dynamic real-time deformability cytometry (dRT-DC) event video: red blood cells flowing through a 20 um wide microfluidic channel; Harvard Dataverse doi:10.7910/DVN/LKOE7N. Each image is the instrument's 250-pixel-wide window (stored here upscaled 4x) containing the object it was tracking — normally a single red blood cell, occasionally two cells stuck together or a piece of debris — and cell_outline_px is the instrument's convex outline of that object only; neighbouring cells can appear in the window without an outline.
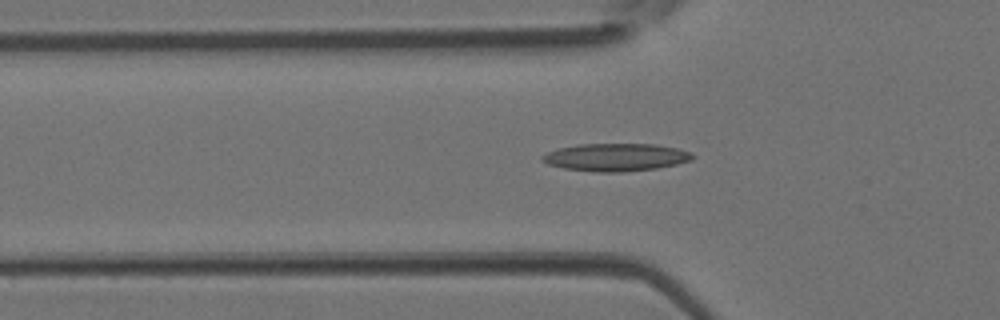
{"species": "Egyptian fruit bat (a non-hibernating species)", "species_latin": "Rousettus aegyptiacus", "temperature_condition": "room temperature", "stored_images_in_passage": 40, "camera_frame_rate_fps": 3000, "um_per_image_px": 0.085, "animal": {"sex": "female"}, "frame": {"image": 1, "passage_image": 14, "time_ms": 4.333, "image_size_px": [1000, 320], "cell_outline_px": [[696, 156], [692, 160], [676, 164], [656, 168], [624, 172], [596, 172], [564, 168], [548, 164], [540, 160], [540, 156], [548, 152], [560, 148], [576, 144], [656, 144], [676, 148], [692, 152]], "centroid_in_image_um": [52.35, 13.36], "position_along_channel_um": 73.4, "area_um2": 24.33}}
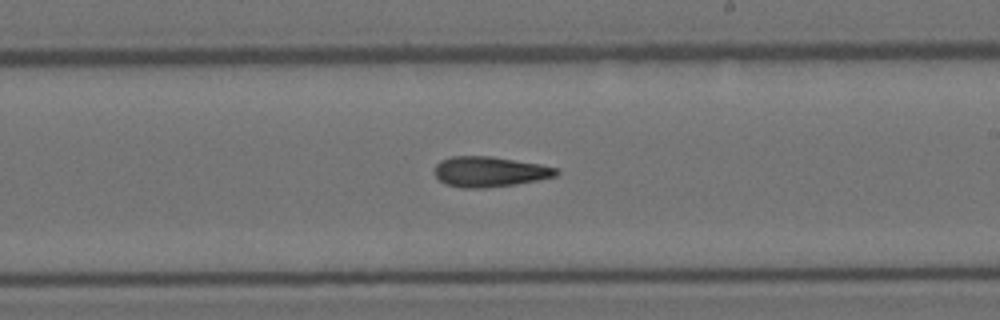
{"frame": {"image": 2, "passage_image": 25, "time_ms": 8.0, "image_size_px": [1000, 320], "cell_outline_px": [[560, 172], [556, 176], [516, 184], [484, 188], [460, 188], [448, 184], [440, 180], [436, 176], [436, 164], [440, 160], [452, 156], [488, 156], [540, 164], [556, 168]], "centroid_in_image_um": [41.61, 14.59], "position_along_channel_um": 247.4, "area_um2": 21.27}}
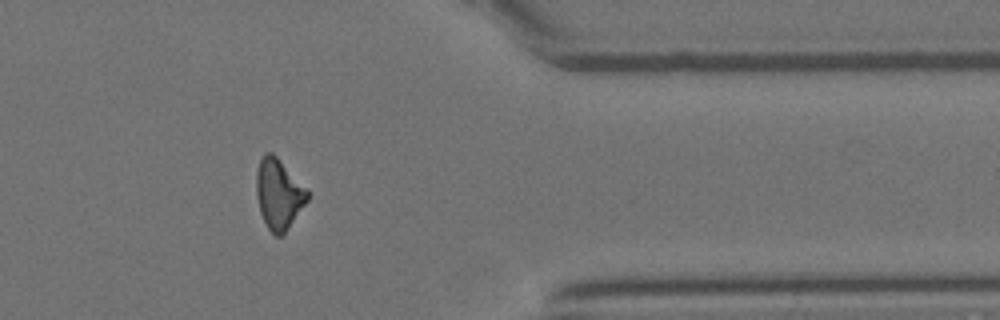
{"frame": {"image": 3, "passage_image": 35, "time_ms": 11.333, "image_size_px": [1000, 320], "cell_outline_px": [[308, 200], [284, 236], [276, 236], [268, 228], [260, 212], [256, 196], [256, 172], [260, 156], [264, 152], [272, 152], [308, 188]], "centroid_in_image_um": [23.69, 16.48], "position_along_channel_um": 387.7, "area_um2": 21.27}}